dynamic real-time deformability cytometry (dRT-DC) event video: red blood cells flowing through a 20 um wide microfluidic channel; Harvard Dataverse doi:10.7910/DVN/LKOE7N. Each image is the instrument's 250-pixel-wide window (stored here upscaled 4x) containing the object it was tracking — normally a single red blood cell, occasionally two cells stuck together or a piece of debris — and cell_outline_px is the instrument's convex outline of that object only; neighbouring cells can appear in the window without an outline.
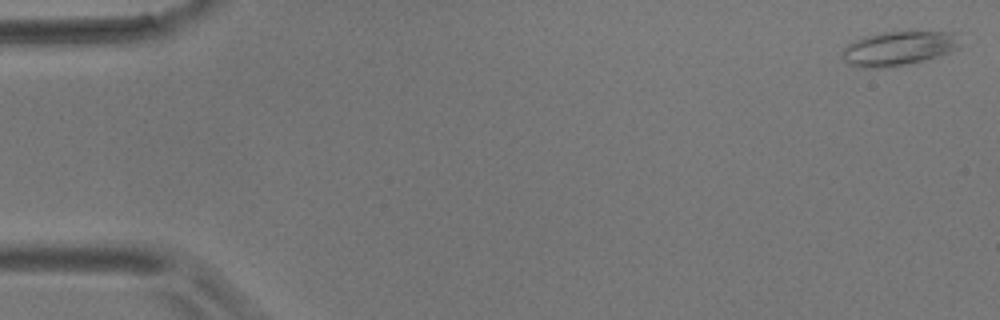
{"species": "common noctule bat (a hibernating species)", "species_latin": "Nyctalus noctula", "temperature_condition": "room temperature", "stored_images_in_passage": 4, "camera_frame_rate_fps": 3000, "um_per_image_px": 0.085, "animal": {"sex": "male", "body_mass_g": 17.9}, "frame": {"image": 1, "passage_image": 1, "time_ms": 0.0, "image_size_px": [1000, 320], "cell_outline_px": [[964, 44], [960, 48], [940, 56], [924, 60], [888, 68], [860, 68], [848, 64], [840, 56], [840, 52], [848, 44], [864, 36], [880, 32], [956, 32]], "centroid_in_image_um": [76.4, 4.12], "position_along_channel_um": 8.6, "area_um2": 24.04}}